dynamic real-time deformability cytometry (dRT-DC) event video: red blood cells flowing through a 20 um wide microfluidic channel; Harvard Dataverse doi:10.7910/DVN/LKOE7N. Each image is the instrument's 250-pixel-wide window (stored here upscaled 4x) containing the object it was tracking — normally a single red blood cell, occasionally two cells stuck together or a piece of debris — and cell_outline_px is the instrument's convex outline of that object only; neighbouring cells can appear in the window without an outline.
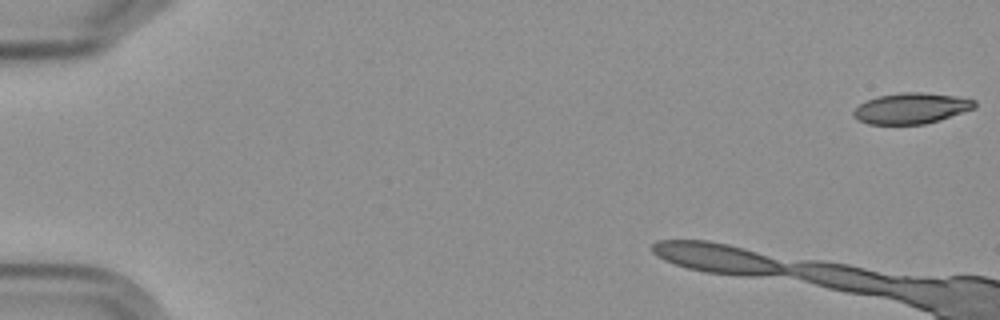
{"species": "Egyptian fruit bat (a non-hibernating species)", "species_latin": "Rousettus aegyptiacus", "temperature_condition": "cold", "stored_images_in_passage": 3, "camera_frame_rate_fps": 3000, "um_per_image_px": 0.085, "frame": {"image": 1, "passage_image": 1, "time_ms": 0.0, "image_size_px": [1000, 320], "cell_outline_px": [[976, 108], [940, 120], [924, 124], [868, 124], [856, 120], [852, 116], [852, 112], [860, 104], [868, 100], [880, 96], [904, 92], [924, 92], [956, 96], [976, 100]], "centroid_in_image_um": [77.47, 9.21], "position_along_channel_um": 7.5, "area_um2": 21.79}}